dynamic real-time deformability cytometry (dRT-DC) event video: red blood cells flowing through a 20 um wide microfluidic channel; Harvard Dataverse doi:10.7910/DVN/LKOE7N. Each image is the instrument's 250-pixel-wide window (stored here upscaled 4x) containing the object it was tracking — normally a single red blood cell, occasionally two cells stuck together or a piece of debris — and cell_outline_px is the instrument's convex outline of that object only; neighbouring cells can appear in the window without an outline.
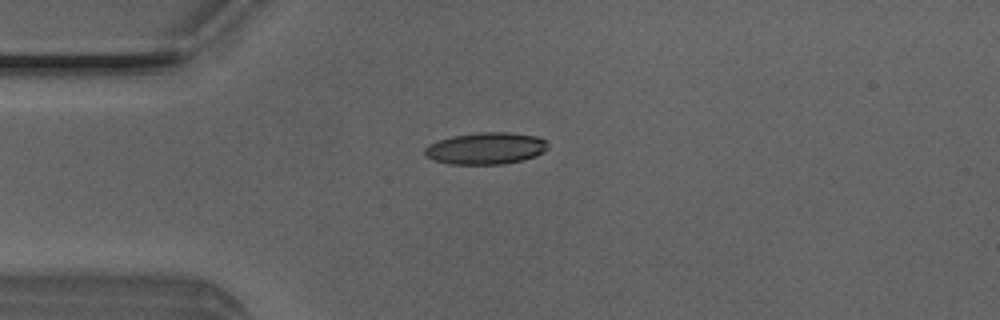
{"species": "Egyptian fruit bat (a non-hibernating species)", "species_latin": "Rousettus aegyptiacus", "temperature_condition": "room temperature", "stored_images_in_passage": 26, "camera_frame_rate_fps": 3000, "um_per_image_px": 0.085, "animal": {"sex": "male"}, "frame": {"image": 1, "passage_image": 2, "time_ms": 0.333, "image_size_px": [1000, 320], "cell_outline_px": [[548, 148], [544, 152], [536, 156], [524, 160], [504, 164], [452, 164], [432, 160], [424, 156], [424, 148], [428, 144], [452, 136], [480, 132], [512, 132], [536, 136], [544, 140], [548, 144]], "centroid_in_image_um": [41.3, 12.61], "position_along_channel_um": 43.7, "area_um2": 23.06}}
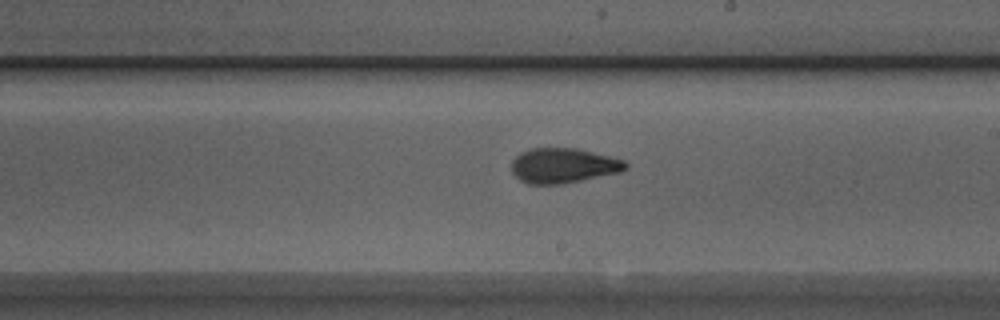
{"frame": {"image": 2, "passage_image": 18, "time_ms": 5.667, "image_size_px": [1000, 320], "cell_outline_px": [[628, 168], [620, 172], [560, 184], [528, 184], [520, 180], [512, 172], [512, 160], [520, 152], [532, 148], [576, 148], [624, 160], [628, 164]], "centroid_in_image_um": [47.86, 14.07], "position_along_channel_um": 241.1, "area_um2": 23.06}}
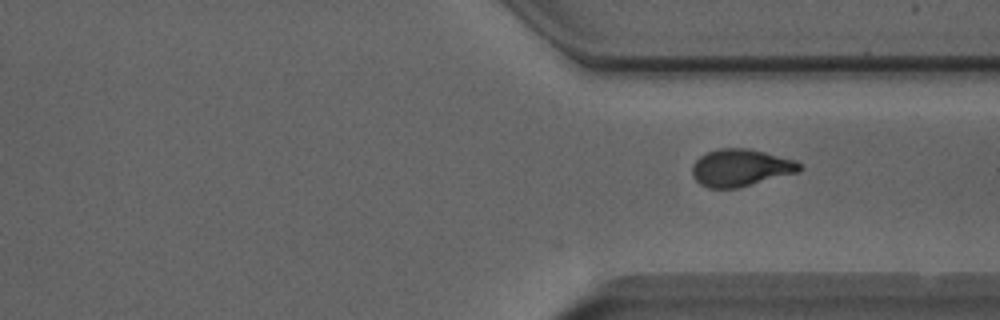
{"frame": {"image": 3, "passage_image": 26, "time_ms": 8.333, "image_size_px": [1000, 320], "cell_outline_px": [[804, 168], [800, 172], [736, 188], [708, 188], [700, 184], [692, 176], [692, 164], [700, 156], [716, 148], [748, 148], [796, 160]], "centroid_in_image_um": [62.96, 14.25], "position_along_channel_um": 348.4, "area_um2": 23.41}}